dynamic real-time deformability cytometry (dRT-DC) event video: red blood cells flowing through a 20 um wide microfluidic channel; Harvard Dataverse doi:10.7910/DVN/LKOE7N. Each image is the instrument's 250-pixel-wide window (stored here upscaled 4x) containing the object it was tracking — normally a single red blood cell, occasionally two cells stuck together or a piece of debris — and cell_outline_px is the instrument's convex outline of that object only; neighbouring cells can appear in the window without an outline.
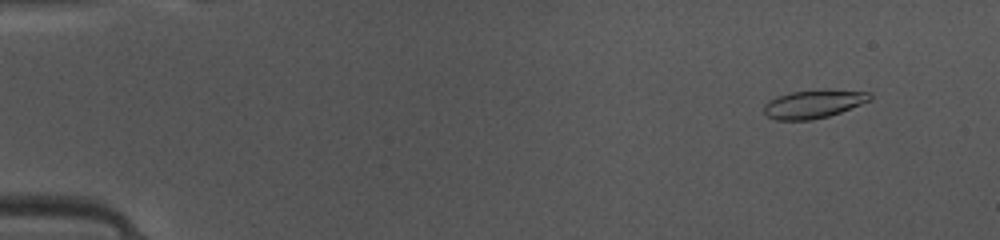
{"species": "common noctule bat (a hibernating species)", "species_latin": "Nyctalus noctula", "temperature_condition": "warm", "stored_images_in_passage": 49, "camera_frame_rate_fps": 3000, "um_per_image_px": 0.085, "animal": {"sex": "female", "body_mass_g": 10.0, "forearm_length_mm": 53.1}, "frame": {"image": 1, "passage_image": 5, "time_ms": 1.333, "image_size_px": [1000, 240], "cell_outline_px": [[872, 100], [840, 112], [828, 116], [812, 120], [776, 120], [768, 116], [764, 112], [764, 104], [768, 100], [776, 96], [792, 92], [872, 92]], "centroid_in_image_um": [69.09, 8.89], "position_along_channel_um": 15.9, "area_um2": 16.7}}
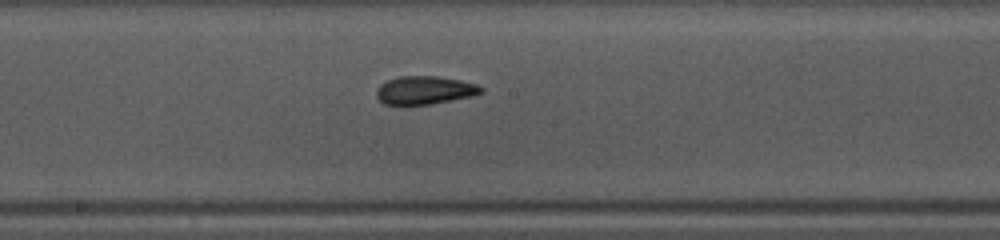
{"frame": {"image": 2, "passage_image": 27, "time_ms": 8.667, "image_size_px": [1000, 240], "cell_outline_px": [[484, 92], [472, 96], [432, 104], [404, 108], [384, 104], [376, 96], [376, 88], [380, 84], [388, 80], [400, 76], [436, 76], [460, 80], [476, 84], [484, 88]], "centroid_in_image_um": [36.05, 7.71], "position_along_channel_um": 212.2, "area_um2": 17.86}}
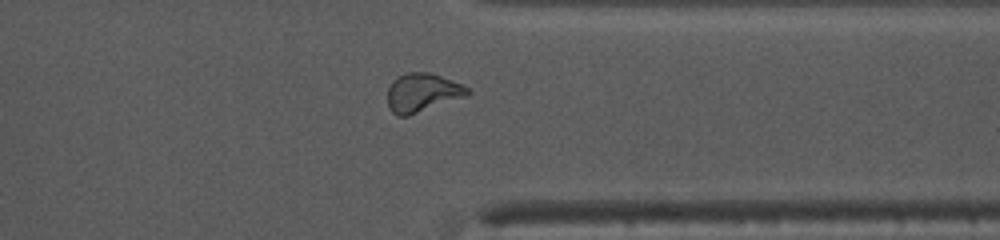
{"frame": {"image": 3, "passage_image": 39, "time_ms": 12.667, "image_size_px": [1000, 240], "cell_outline_px": [[472, 92], [468, 96], [408, 116], [396, 116], [388, 108], [388, 88], [392, 80], [396, 76], [408, 72], [428, 72], [440, 76], [460, 84], [468, 88]], "centroid_in_image_um": [35.88, 7.88], "position_along_channel_um": 375.5, "area_um2": 18.15}, "authors_computed_cell_mechanics": {"area_um2": 17.5134, "velocity_mm_per_s": 4.1134, "shape_relaxation_time_tau1_ms": 3.8763, "shape_relaxation_time_tau2_ms": 2.1656, "deformation_change_tau1": 0.1453, "deformation_change_tau2": 0.0498}}